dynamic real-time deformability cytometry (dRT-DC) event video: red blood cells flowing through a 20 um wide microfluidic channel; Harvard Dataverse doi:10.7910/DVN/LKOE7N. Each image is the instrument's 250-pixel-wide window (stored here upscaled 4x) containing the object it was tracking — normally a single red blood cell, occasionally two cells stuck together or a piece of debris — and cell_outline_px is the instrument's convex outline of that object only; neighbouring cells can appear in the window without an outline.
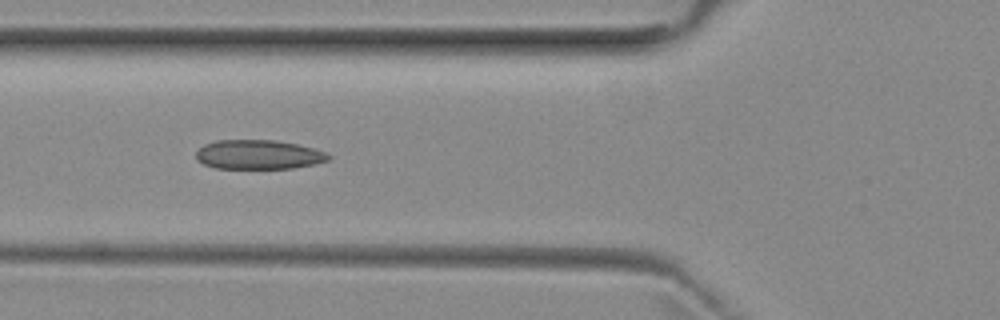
{"species": "common noctule bat (a hibernating species)", "species_latin": "Nyctalus noctula", "temperature_condition": "room temperature", "stored_images_in_passage": 9, "camera_frame_rate_fps": 3000, "um_per_image_px": 0.085, "animal": {"sex": "female", "body_mass_g": 29.2, "forearm_length_mm": 56.3}, "frame": {"image": 1, "passage_image": 6, "time_ms": 1.667, "image_size_px": [1000, 320], "cell_outline_px": [[332, 156], [328, 160], [312, 164], [292, 168], [216, 168], [204, 164], [196, 160], [196, 152], [204, 144], [216, 140], [276, 140], [296, 144], [312, 148], [324, 152]], "centroid_in_image_um": [21.93, 13.13], "position_along_channel_um": 103.9, "area_um2": 22.43}}